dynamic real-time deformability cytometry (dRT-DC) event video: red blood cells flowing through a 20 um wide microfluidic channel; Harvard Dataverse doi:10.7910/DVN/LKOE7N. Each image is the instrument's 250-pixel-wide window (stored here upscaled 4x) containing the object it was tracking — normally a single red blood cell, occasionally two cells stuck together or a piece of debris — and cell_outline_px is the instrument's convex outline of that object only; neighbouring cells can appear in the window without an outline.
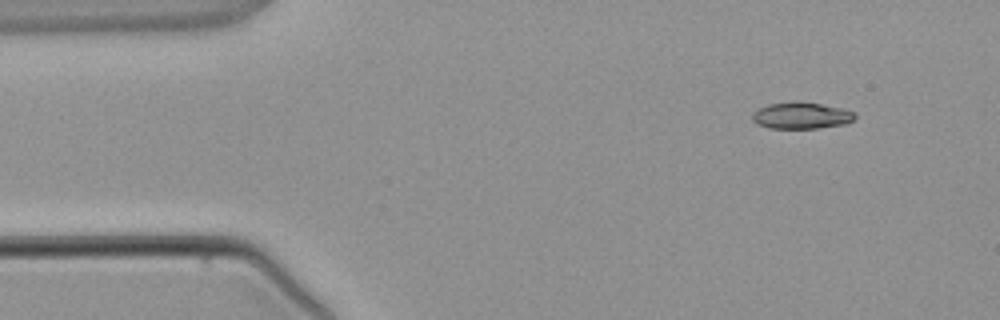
{"species": "common noctule bat (a hibernating species)", "species_latin": "Nyctalus noctula", "temperature_condition": "warm", "stored_images_in_passage": 3, "camera_frame_rate_fps": 3000, "um_per_image_px": 0.085, "animal": {"sex": "male", "body_mass_g": 21.5, "forearm_length_mm": 52.0}, "frame": {"image": 1, "passage_image": 1, "time_ms": 0.0, "image_size_px": [1000, 320], "cell_outline_px": [[856, 116], [852, 120], [844, 124], [816, 128], [768, 128], [756, 124], [752, 120], [752, 112], [768, 104], [792, 100], [800, 100], [844, 108], [856, 112]], "centroid_in_image_um": [68.1, 9.79], "position_along_channel_um": 16.9, "area_um2": 16.24}}
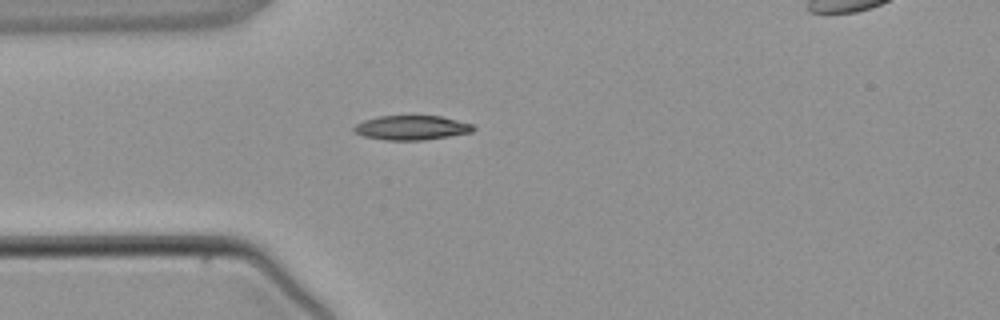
{"frame": {"image": 2, "passage_image": 3, "time_ms": 2.333, "image_size_px": [1000, 320], "cell_outline_px": [[476, 128], [472, 132], [424, 140], [384, 140], [364, 136], [352, 132], [352, 128], [356, 124], [364, 120], [380, 116], [440, 116], [472, 124]], "centroid_in_image_um": [34.95, 10.86], "position_along_channel_um": 50.1, "area_um2": 16.94}}